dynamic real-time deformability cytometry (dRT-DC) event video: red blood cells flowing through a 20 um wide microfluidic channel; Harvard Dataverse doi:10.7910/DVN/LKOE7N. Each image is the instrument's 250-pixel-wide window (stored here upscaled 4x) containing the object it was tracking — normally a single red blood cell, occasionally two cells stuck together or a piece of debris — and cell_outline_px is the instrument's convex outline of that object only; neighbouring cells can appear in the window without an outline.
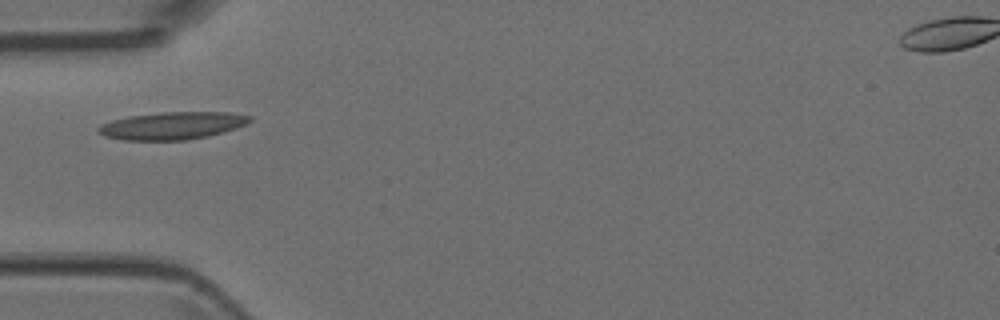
{"species": "Egyptian fruit bat (a non-hibernating species)", "species_latin": "Rousettus aegyptiacus", "temperature_condition": "room temperature", "stored_images_in_passage": 1, "camera_frame_rate_fps": 3000, "um_per_image_px": 0.085, "animal": {"sex": "female"}, "frame": {"image": 1, "passage_image": 1, "time_ms": 0.0, "image_size_px": [1000, 320], "cell_outline_px": [[252, 120], [236, 128], [208, 136], [184, 140], [124, 140], [104, 136], [96, 132], [96, 128], [100, 124], [112, 120], [128, 116], [164, 112], [228, 112], [252, 116]], "centroid_in_image_um": [14.6, 10.68], "position_along_channel_um": 70.4, "area_um2": 24.28}}